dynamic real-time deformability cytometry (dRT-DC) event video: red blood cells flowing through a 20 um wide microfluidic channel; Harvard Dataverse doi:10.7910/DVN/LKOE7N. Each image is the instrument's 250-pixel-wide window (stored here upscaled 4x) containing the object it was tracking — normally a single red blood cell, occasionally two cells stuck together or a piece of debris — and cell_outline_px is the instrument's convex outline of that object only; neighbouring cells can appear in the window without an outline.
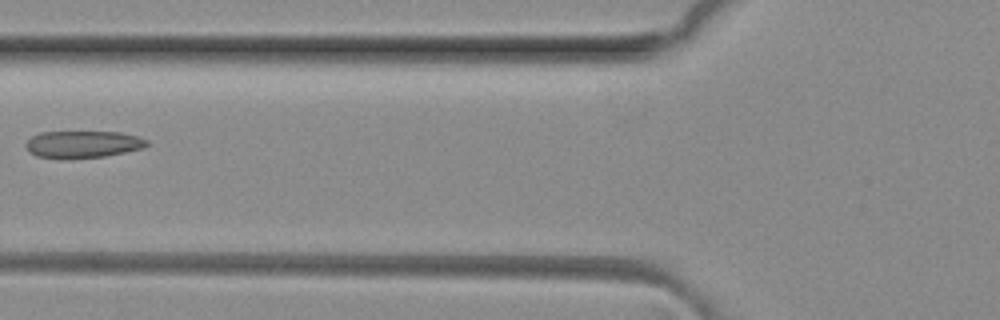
{"species": "common noctule bat (a hibernating species)", "species_latin": "Nyctalus noctula", "temperature_condition": "room temperature", "stored_images_in_passage": 5, "camera_frame_rate_fps": 3000, "um_per_image_px": 0.085, "animal": {"sex": "female", "body_mass_g": 29.2, "forearm_length_mm": 56.3}, "frame": {"image": 1, "passage_image": 4, "time_ms": 1.0, "image_size_px": [1000, 320], "cell_outline_px": [[148, 144], [144, 148], [104, 156], [68, 160], [60, 160], [36, 156], [28, 152], [24, 144], [32, 136], [40, 132], [120, 132], [136, 136], [148, 140]], "centroid_in_image_um": [6.98, 12.29], "position_along_channel_um": 118.8, "area_um2": 19.48}}
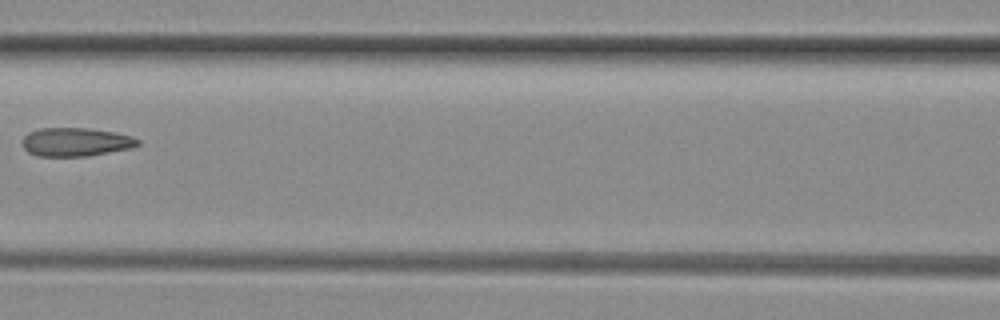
{"frame": {"image": 2, "passage_image": 5, "time_ms": 1.333, "image_size_px": [1000, 320], "cell_outline_px": [[140, 144], [128, 148], [88, 156], [36, 156], [28, 152], [24, 148], [20, 140], [28, 132], [40, 128], [88, 128], [116, 132], [132, 136], [140, 140]], "centroid_in_image_um": [6.4, 12.06], "position_along_channel_um": 160.2, "area_um2": 19.31}}